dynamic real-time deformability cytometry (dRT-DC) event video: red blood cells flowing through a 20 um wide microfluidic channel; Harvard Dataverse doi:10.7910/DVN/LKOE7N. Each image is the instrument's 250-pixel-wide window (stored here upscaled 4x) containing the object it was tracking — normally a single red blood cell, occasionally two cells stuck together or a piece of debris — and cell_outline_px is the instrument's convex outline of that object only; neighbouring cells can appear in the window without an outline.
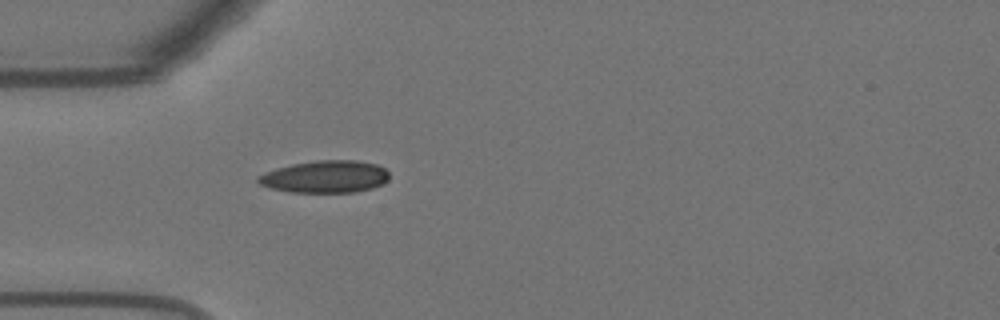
{"species": "Egyptian fruit bat (a non-hibernating species)", "species_latin": "Rousettus aegyptiacus", "temperature_condition": "warm", "stored_images_in_passage": 40, "camera_frame_rate_fps": 3000, "um_per_image_px": 0.085, "animal": {"sex": "female"}, "frame": {"image": 1, "passage_image": 1, "time_ms": 0.0, "image_size_px": [1000, 320], "cell_outline_px": [[388, 180], [372, 188], [356, 192], [288, 192], [268, 188], [260, 184], [256, 180], [256, 176], [276, 168], [292, 164], [316, 160], [356, 160], [376, 164], [384, 168], [388, 172]], "centroid_in_image_um": [27.61, 15.02], "position_along_channel_um": 57.4, "area_um2": 24.74}}
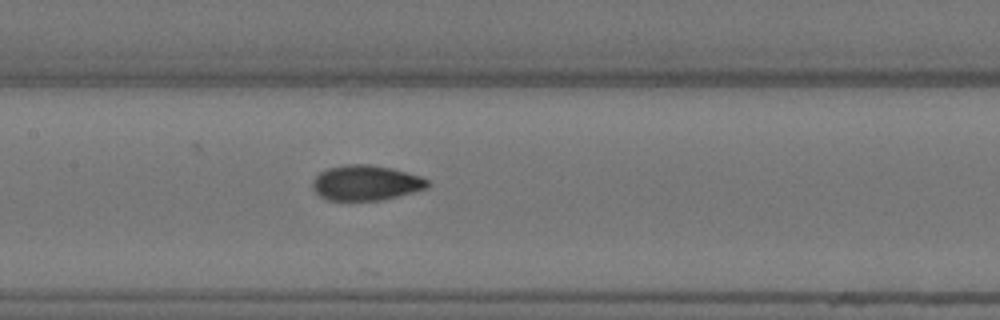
{"frame": {"image": 2, "passage_image": 11, "time_ms": 3.333, "image_size_px": [1000, 320], "cell_outline_px": [[428, 184], [424, 188], [412, 192], [380, 200], [328, 200], [320, 196], [312, 188], [312, 180], [320, 172], [328, 168], [348, 164], [368, 164], [392, 168], [420, 176], [428, 180]], "centroid_in_image_um": [31.05, 15.53], "position_along_channel_um": 176.3, "area_um2": 23.29}}
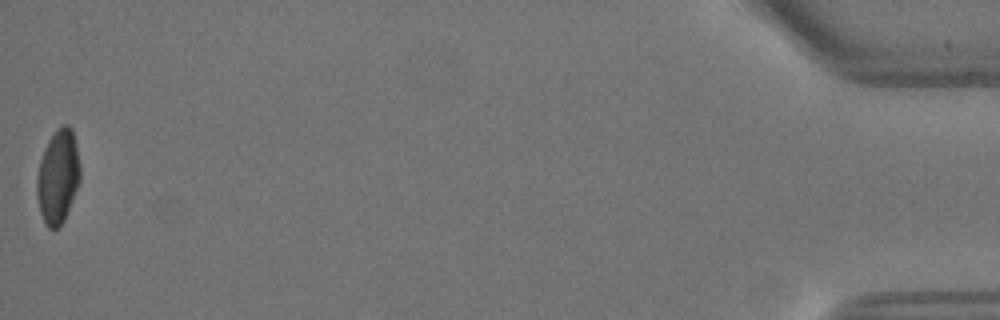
{"frame": {"image": 3, "passage_image": 40, "time_ms": 13.0, "image_size_px": [1000, 320], "cell_outline_px": [[80, 180], [64, 220], [56, 228], [48, 228], [40, 212], [36, 196], [36, 176], [40, 160], [44, 148], [48, 140], [64, 124], [68, 124], [72, 128], [80, 164]], "centroid_in_image_um": [4.91, 15.01], "position_along_channel_um": 430.3, "area_um2": 23.47}, "authors_computed_cell_mechanics": {"area_um2": 23.5535, "velocity_mm_per_s": 3.6478, "shape_relaxation_time_tau1_ms": 5.3606, "shape_relaxation_time_tau2_ms": 1.1899, "deformation_change_tau1": 0.1632, "deformation_change_tau2": 0.0604}}